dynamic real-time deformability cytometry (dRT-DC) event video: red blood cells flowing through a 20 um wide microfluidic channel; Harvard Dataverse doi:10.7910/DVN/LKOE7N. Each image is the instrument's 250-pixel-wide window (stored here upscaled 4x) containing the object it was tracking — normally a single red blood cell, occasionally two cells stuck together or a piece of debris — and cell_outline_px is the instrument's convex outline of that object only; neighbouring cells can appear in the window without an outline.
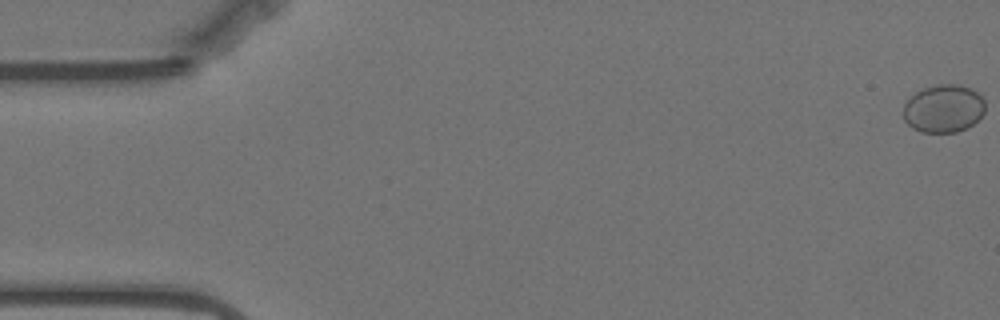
{"species": "Egyptian fruit bat (a non-hibernating species)", "species_latin": "Rousettus aegyptiacus", "temperature_condition": "warm", "stored_images_in_passage": 58, "camera_frame_rate_fps": 3000, "um_per_image_px": 0.085, "animal": {"sex": "female"}, "frame": {"image": 1, "passage_image": 1, "time_ms": 0.0, "image_size_px": [1000, 320], "cell_outline_px": [[984, 112], [968, 128], [956, 132], [920, 132], [912, 128], [904, 120], [904, 104], [916, 92], [924, 88], [936, 84], [956, 84], [972, 88], [984, 100]], "centroid_in_image_um": [80.19, 9.23], "position_along_channel_um": 4.8, "area_um2": 22.77}}
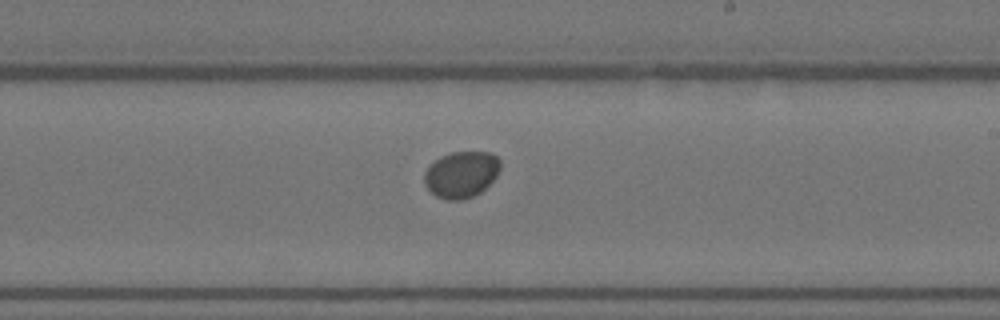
{"frame": {"image": 2, "passage_image": 34, "time_ms": 11.0, "image_size_px": [1000, 320], "cell_outline_px": [[500, 168], [496, 176], [480, 192], [464, 200], [448, 200], [436, 196], [424, 184], [424, 172], [428, 164], [440, 156], [452, 152], [492, 152], [500, 160]], "centroid_in_image_um": [39.18, 14.81], "position_along_channel_um": 249.8, "area_um2": 20.63}}
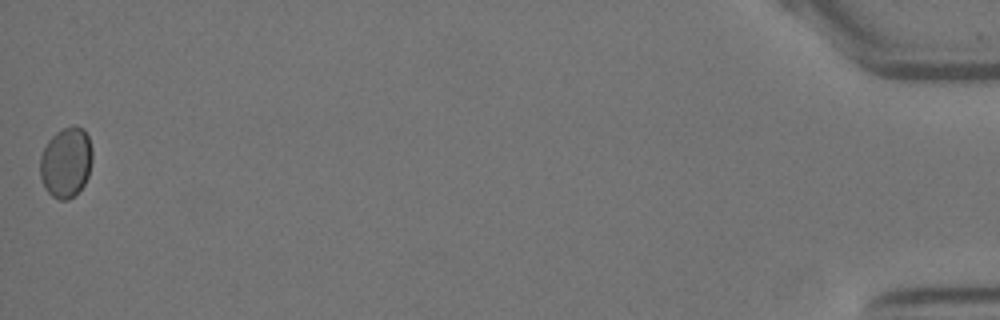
{"frame": {"image": 3, "passage_image": 58, "time_ms": 19.0, "image_size_px": [1000, 320], "cell_outline_px": [[92, 160], [88, 176], [84, 184], [68, 200], [60, 200], [52, 196], [44, 188], [40, 176], [40, 156], [48, 140], [56, 132], [64, 128], [84, 128], [88, 136], [92, 148]], "centroid_in_image_um": [5.6, 13.82], "position_along_channel_um": 429.6, "area_um2": 21.27}, "authors_computed_cell_mechanics": {"area_um2": 21.0681, "velocity_mm_per_s": 3.5096, "shape_relaxation_time_tau1_ms": null, "shape_relaxation_time_tau2_ms": 10.0208, "deformation_change_tau1": null, "deformation_change_tau2": 0.0265}}